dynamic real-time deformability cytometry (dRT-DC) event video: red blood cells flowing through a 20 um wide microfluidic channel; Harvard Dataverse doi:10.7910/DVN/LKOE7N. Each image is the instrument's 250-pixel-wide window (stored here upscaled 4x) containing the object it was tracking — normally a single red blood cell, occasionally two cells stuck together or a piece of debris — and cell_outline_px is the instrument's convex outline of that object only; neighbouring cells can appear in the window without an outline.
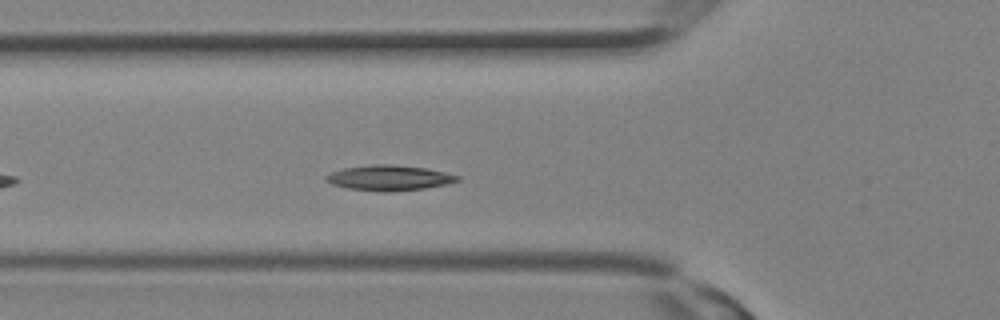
{"species": "Egyptian fruit bat (a non-hibernating species)", "species_latin": "Rousettus aegyptiacus", "temperature_condition": "room temperature", "stored_images_in_passage": 8, "camera_frame_rate_fps": 3000, "um_per_image_px": 0.085, "animal": {"sex": "female"}, "frame": {"image": 1, "passage_image": 4, "time_ms": 1.0, "image_size_px": [1000, 320], "cell_outline_px": [[460, 180], [444, 184], [424, 188], [392, 192], [380, 192], [348, 188], [332, 184], [324, 180], [324, 176], [328, 172], [344, 168], [372, 164], [392, 164], [428, 168], [460, 176]], "centroid_in_image_um": [33.03, 15.11], "position_along_channel_um": 92.8, "area_um2": 19.54}}
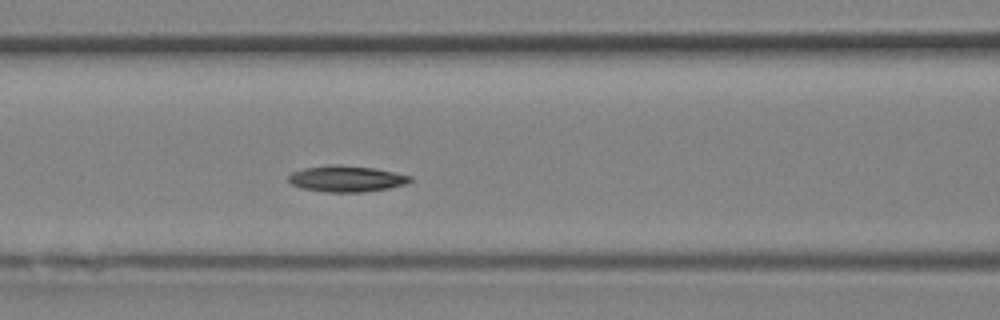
{"frame": {"image": 2, "passage_image": 6, "time_ms": 1.667, "image_size_px": [1000, 320], "cell_outline_px": [[412, 180], [404, 184], [388, 188], [360, 192], [324, 192], [304, 188], [292, 184], [288, 180], [288, 176], [292, 172], [304, 168], [328, 164], [340, 164], [376, 168], [412, 176]], "centroid_in_image_um": [29.43, 15.17], "position_along_channel_um": 137.2, "area_um2": 18.55}}
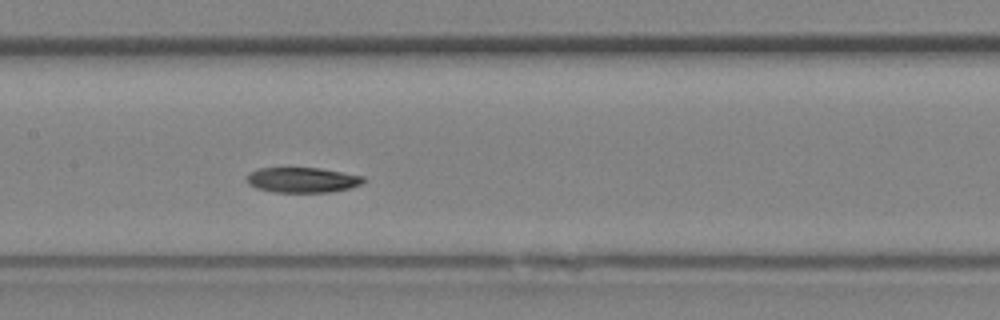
{"frame": {"image": 3, "passage_image": 8, "time_ms": 2.333, "image_size_px": [1000, 320], "cell_outline_px": [[364, 180], [360, 184], [348, 188], [328, 192], [276, 192], [256, 188], [248, 184], [248, 172], [260, 168], [320, 168], [364, 176]], "centroid_in_image_um": [25.68, 15.29], "position_along_channel_um": 181.7, "area_um2": 16.94}}